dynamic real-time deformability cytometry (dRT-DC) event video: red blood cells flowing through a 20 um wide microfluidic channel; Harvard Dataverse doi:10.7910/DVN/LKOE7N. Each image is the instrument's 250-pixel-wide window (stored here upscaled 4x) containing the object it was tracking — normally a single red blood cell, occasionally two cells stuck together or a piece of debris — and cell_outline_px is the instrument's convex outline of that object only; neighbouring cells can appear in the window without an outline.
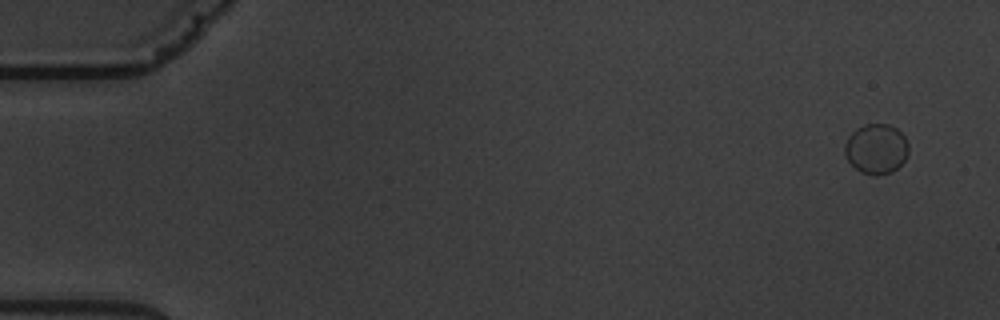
{"species": "common noctule bat (a hibernating species)", "species_latin": "Nyctalus noctula", "temperature_condition": "warm", "stored_images_in_passage": 7, "camera_frame_rate_fps": 3000, "um_per_image_px": 0.085, "animal": {"sex": "male", "body_mass_g": 19.5, "forearm_length_mm": 54.6}, "frame": {"image": 1, "passage_image": 1, "time_ms": 0.0, "image_size_px": [1000, 320], "cell_outline_px": [[908, 152], [904, 160], [892, 172], [876, 176], [860, 172], [848, 160], [844, 152], [844, 144], [848, 136], [856, 128], [864, 124], [888, 124], [896, 128], [904, 136], [908, 144]], "centroid_in_image_um": [74.46, 12.65], "position_along_channel_um": 10.5, "area_um2": 18.61}}
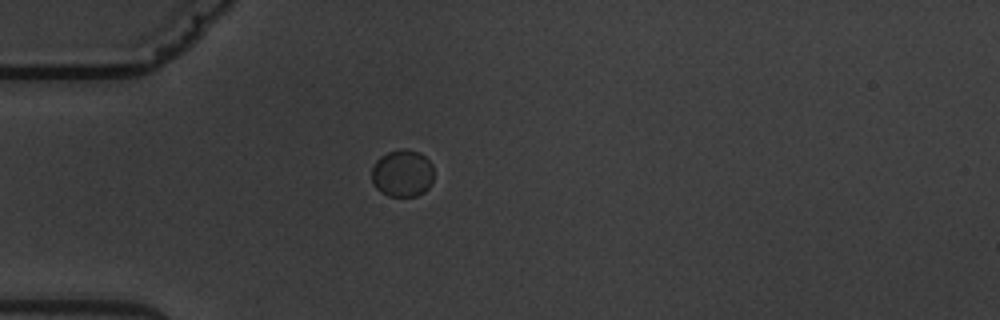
{"frame": {"image": 2, "passage_image": 5, "time_ms": 4.667, "image_size_px": [1000, 320], "cell_outline_px": [[432, 184], [424, 192], [416, 196], [388, 196], [380, 192], [372, 184], [372, 168], [376, 160], [380, 156], [388, 152], [400, 148], [404, 148], [420, 152], [432, 164]], "centroid_in_image_um": [34.19, 14.73], "position_along_channel_um": 50.8, "area_um2": 17.28}}